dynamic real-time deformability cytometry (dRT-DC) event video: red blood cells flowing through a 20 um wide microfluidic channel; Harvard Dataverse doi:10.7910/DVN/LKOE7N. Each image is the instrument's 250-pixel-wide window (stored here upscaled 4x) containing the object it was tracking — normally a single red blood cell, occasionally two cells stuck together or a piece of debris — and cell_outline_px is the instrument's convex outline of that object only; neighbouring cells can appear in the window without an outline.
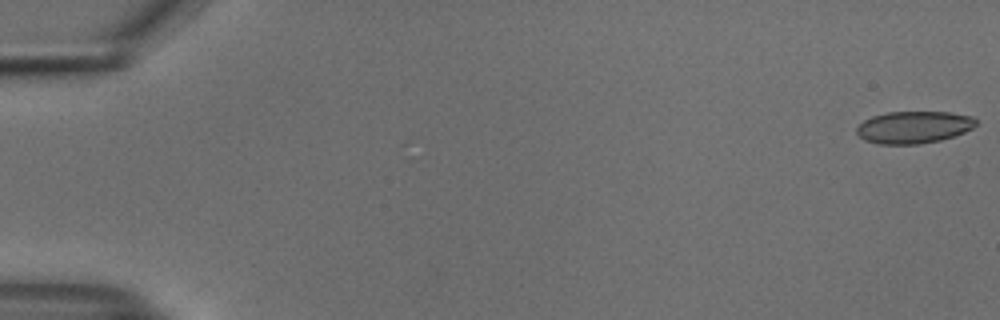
{"species": "common noctule bat (a hibernating species)", "species_latin": "Nyctalus noctula", "temperature_condition": "cold", "stored_images_in_passage": 9, "camera_frame_rate_fps": 3000, "um_per_image_px": 0.085, "animal": {"sex": "male", "body_mass_g": 18.8}, "frame": {"image": 1, "passage_image": 1, "time_ms": 0.0, "image_size_px": [1000, 320], "cell_outline_px": [[976, 124], [972, 128], [964, 132], [940, 140], [920, 144], [876, 144], [864, 140], [856, 132], [856, 128], [864, 120], [872, 116], [888, 112], [948, 112], [972, 116], [976, 120]], "centroid_in_image_um": [77.64, 10.81], "position_along_channel_um": 7.4, "area_um2": 22.31}}